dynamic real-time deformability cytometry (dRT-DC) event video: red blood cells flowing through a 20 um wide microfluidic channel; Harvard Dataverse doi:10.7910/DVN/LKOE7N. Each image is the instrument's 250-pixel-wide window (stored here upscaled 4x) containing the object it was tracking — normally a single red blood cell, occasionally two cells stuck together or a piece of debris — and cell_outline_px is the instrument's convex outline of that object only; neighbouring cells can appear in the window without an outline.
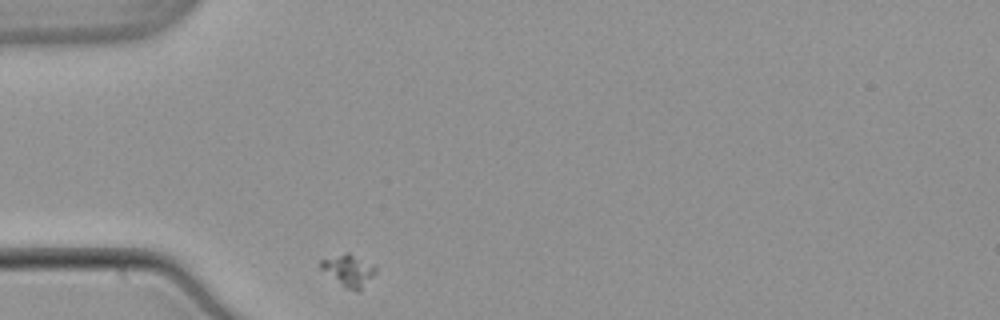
{"species": "common noctule bat (a hibernating species)", "species_latin": "Nyctalus noctula", "temperature_condition": "warm", "stored_images_in_passage": 31, "camera_frame_rate_fps": 3000, "um_per_image_px": 0.085, "animal": {"sex": "male", "body_mass_g": 21.5, "forearm_length_mm": 52.0}, "frame": {"image": 1, "passage_image": 1, "time_ms": 0.0, "image_size_px": [1000, 320], "cell_outline_px": [[376, 272], [360, 292], [356, 292], [344, 288], [320, 268], [320, 260], [344, 252], [348, 252], [376, 264]], "centroid_in_image_um": [29.67, 22.99], "position_along_channel_um": 55.3, "area_um2": 10.52}}
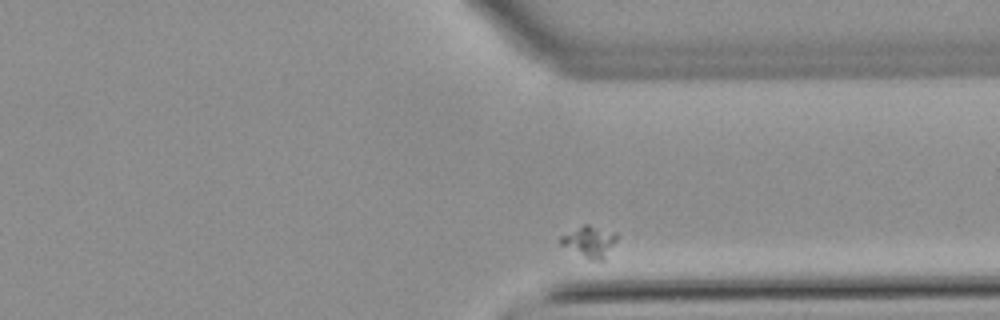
{"frame": {"image": 2, "passage_image": 30, "time_ms": 9.667, "image_size_px": [1000, 320], "cell_outline_px": [[616, 240], [604, 260], [588, 260], [560, 244], [560, 236], [584, 224], [588, 224], [616, 232]], "centroid_in_image_um": [50.11, 20.54], "position_along_channel_um": 361.3, "area_um2": 10.23}}